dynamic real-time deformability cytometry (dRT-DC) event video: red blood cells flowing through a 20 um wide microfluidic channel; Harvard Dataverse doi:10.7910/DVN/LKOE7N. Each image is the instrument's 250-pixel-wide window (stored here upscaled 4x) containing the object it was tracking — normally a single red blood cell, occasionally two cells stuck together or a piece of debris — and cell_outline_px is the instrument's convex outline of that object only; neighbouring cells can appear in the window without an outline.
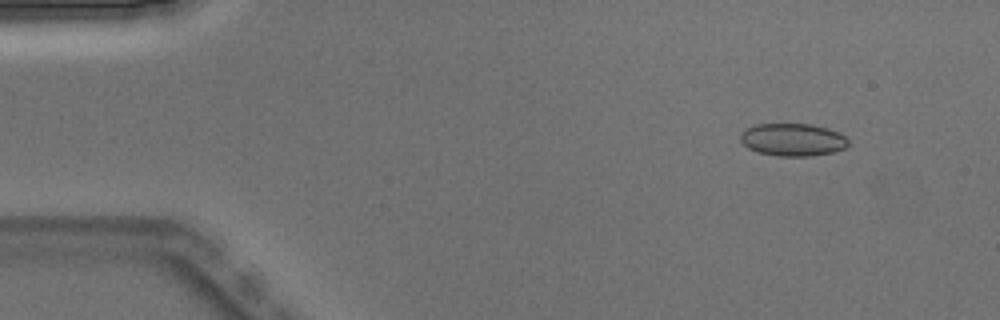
{"species": "Egyptian fruit bat (a non-hibernating species)", "species_latin": "Rousettus aegyptiacus", "temperature_condition": "warm", "stored_images_in_passage": 5, "camera_frame_rate_fps": 3000, "um_per_image_px": 0.085, "animal": {"sex": "male"}, "frame": {"image": 1, "passage_image": 2, "time_ms": 0.333, "image_size_px": [1000, 320], "cell_outline_px": [[848, 144], [844, 148], [832, 152], [808, 156], [776, 156], [756, 152], [748, 148], [740, 140], [740, 132], [744, 128], [756, 124], [812, 124], [828, 128], [840, 132], [848, 140]], "centroid_in_image_um": [67.34, 11.86], "position_along_channel_um": 17.7, "area_um2": 20.69}}